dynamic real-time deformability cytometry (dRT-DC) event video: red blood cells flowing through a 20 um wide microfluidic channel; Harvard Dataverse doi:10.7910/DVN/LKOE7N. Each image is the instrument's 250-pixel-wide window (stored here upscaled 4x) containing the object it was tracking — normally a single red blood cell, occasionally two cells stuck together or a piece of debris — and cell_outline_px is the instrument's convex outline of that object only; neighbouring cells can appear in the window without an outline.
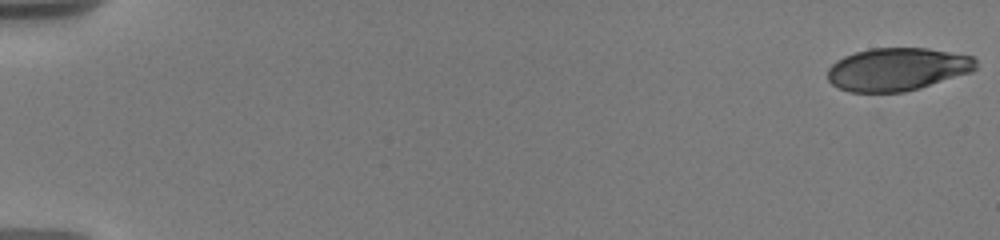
{"species": "human", "species_latin": "Homo sapiens", "temperature_condition": "warm", "stored_images_in_passage": 52, "camera_frame_rate_fps": 3000, "um_per_image_px": 0.085, "donor": {"sex": "male"}, "frame": {"image": 1, "passage_image": 1, "time_ms": 0.0, "image_size_px": [1000, 240], "cell_outline_px": [[976, 68], [972, 72], [920, 88], [904, 92], [848, 92], [832, 84], [828, 80], [828, 68], [836, 60], [844, 56], [868, 48], [928, 48], [972, 56], [976, 60]], "centroid_in_image_um": [76.26, 5.89], "position_along_channel_um": 8.7, "area_um2": 37.17}}
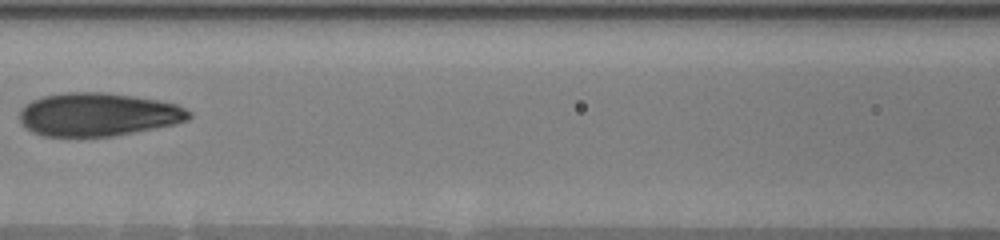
{"frame": {"image": 2, "passage_image": 25, "time_ms": 9.0, "image_size_px": [1000, 240], "cell_outline_px": [[192, 116], [188, 120], [176, 124], [112, 136], [76, 140], [44, 136], [32, 132], [24, 128], [20, 124], [20, 108], [24, 104], [32, 100], [44, 96], [64, 92], [104, 92], [132, 96], [156, 100], [176, 104], [192, 112]], "centroid_in_image_um": [8.26, 9.77], "position_along_channel_um": 158.3, "area_um2": 43.81}}
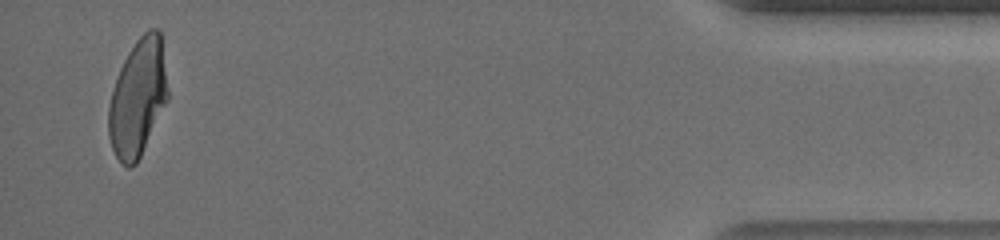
{"frame": {"image": 3, "passage_image": 49, "time_ms": 18.0, "image_size_px": [1000, 240], "cell_outline_px": [[168, 100], [136, 164], [128, 168], [116, 156], [112, 148], [108, 136], [108, 108], [112, 92], [120, 68], [128, 52], [136, 40], [148, 28], [160, 28], [168, 88]], "centroid_in_image_um": [11.72, 8.28], "position_along_channel_um": 423.5, "area_um2": 40.29}, "authors_computed_cell_mechanics": {"area_um2": 40.6334, "velocity_mm_per_s": 3.6705, "shape_relaxation_time_tau1_ms": 4.9109, "shape_relaxation_time_tau2_ms": 0.9643, "deformation_change_tau1": 0.1916, "deformation_change_tau2": 0.062}}